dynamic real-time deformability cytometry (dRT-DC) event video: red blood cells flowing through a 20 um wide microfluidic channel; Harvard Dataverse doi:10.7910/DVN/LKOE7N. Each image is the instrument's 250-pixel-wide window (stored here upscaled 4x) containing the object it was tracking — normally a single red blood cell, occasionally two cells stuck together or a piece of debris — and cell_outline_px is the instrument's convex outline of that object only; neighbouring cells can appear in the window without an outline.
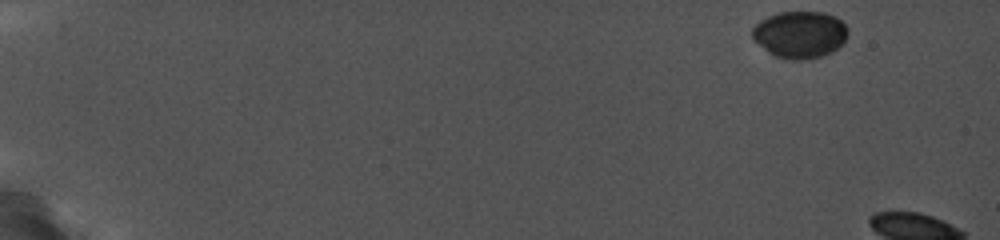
{"species": "common noctule bat (a hibernating species)", "species_latin": "Nyctalus noctula", "temperature_condition": "cold", "stored_images_in_passage": 12, "camera_frame_rate_fps": 5000, "um_per_image_px": 0.085, "animal": {"sex": "female", "body_mass_g": 19.0, "forearm_length_mm": 56.7}, "frame": {"image": 1, "passage_image": 1, "time_ms": 0.0, "image_size_px": [1000, 240], "cell_outline_px": [[848, 32], [844, 40], [832, 52], [820, 56], [804, 60], [784, 60], [768, 52], [752, 40], [752, 28], [760, 20], [768, 16], [780, 12], [824, 12], [836, 16], [848, 28]], "centroid_in_image_um": [67.96, 2.94], "position_along_channel_um": 17.0, "area_um2": 26.3}}